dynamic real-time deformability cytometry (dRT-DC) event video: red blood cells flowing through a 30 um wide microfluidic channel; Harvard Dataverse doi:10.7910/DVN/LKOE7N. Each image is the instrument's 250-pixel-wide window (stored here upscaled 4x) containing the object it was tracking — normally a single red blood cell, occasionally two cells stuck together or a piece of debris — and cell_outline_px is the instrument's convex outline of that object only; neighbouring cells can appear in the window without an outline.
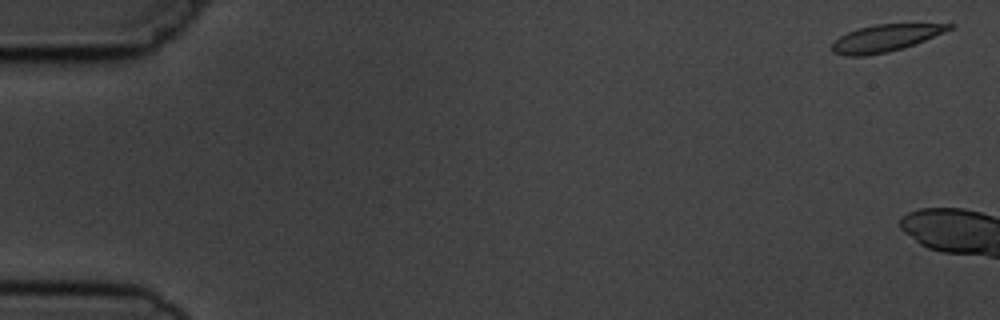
{"species": "common noctule bat (a hibernating species)", "species_latin": "Nyctalus noctula", "temperature_condition": "cold", "stored_images_in_passage": 3, "camera_frame_rate_fps": 3000, "um_per_image_px": 0.085, "animal": {"sex": "male", "body_mass_g": 19.5, "forearm_length_mm": 54.6}, "frame": {"image": 1, "passage_image": 1, "time_ms": 0.0, "image_size_px": [1000, 320], "cell_outline_px": [[956, 28], [924, 40], [888, 52], [864, 56], [844, 56], [832, 52], [832, 44], [840, 36], [848, 32], [860, 28], [876, 24], [956, 24]], "centroid_in_image_um": [75.26, 3.24], "position_along_channel_um": 9.7, "area_um2": 18.21}}